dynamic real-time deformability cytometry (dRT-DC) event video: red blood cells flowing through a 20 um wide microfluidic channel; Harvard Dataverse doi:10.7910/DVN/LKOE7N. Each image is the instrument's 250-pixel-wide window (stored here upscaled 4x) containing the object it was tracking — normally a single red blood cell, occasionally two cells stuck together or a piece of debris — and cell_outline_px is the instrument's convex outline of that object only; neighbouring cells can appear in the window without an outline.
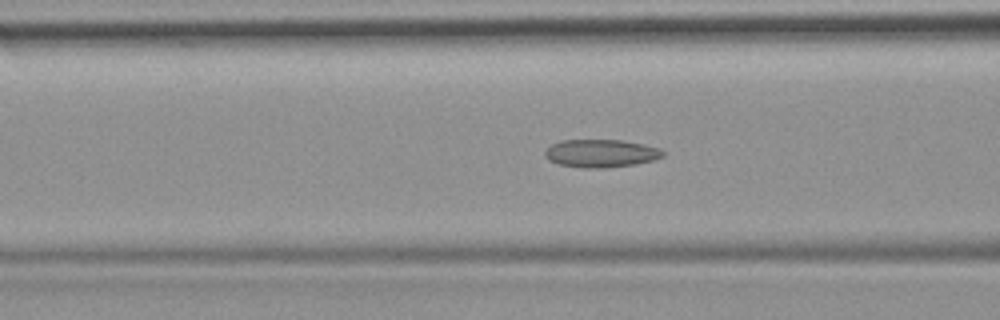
{"species": "common noctule bat (a hibernating species)", "species_latin": "Nyctalus noctula", "temperature_condition": "room temperature", "stored_images_in_passage": 46, "camera_frame_rate_fps": 3000, "um_per_image_px": 0.085, "animal": {"sex": "female", "body_mass_g": 19.9}, "frame": {"image": 1, "passage_image": 14, "time_ms": 4.333, "image_size_px": [1000, 320], "cell_outline_px": [[664, 156], [652, 160], [636, 164], [604, 168], [584, 168], [560, 164], [548, 160], [544, 156], [544, 152], [552, 144], [560, 140], [620, 140], [644, 144], [660, 148], [664, 152]], "centroid_in_image_um": [51.08, 13.03], "position_along_channel_um": 115.5, "area_um2": 19.19}}
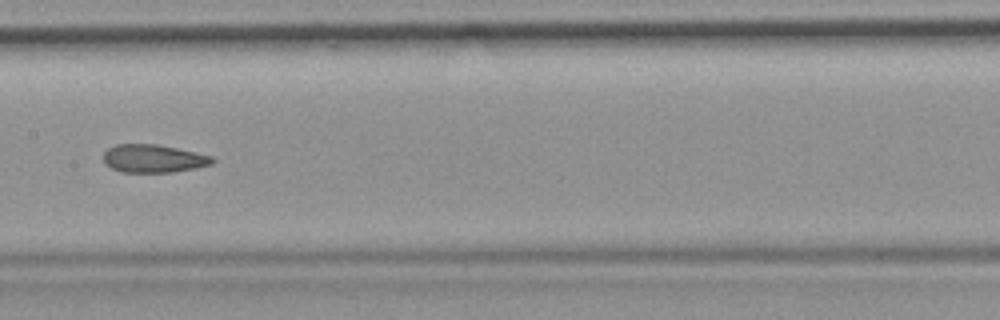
{"frame": {"image": 2, "passage_image": 20, "time_ms": 6.333, "image_size_px": [1000, 320], "cell_outline_px": [[216, 160], [212, 164], [196, 168], [172, 172], [120, 172], [104, 164], [104, 152], [108, 148], [116, 144], [156, 144], [176, 148], [212, 156]], "centroid_in_image_um": [13.03, 13.48], "position_along_channel_um": 194.4, "area_um2": 17.8}}
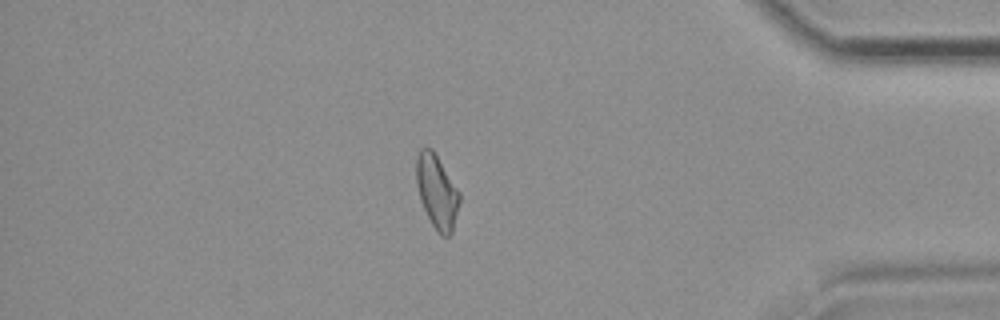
{"frame": {"image": 3, "passage_image": 38, "time_ms": 12.333, "image_size_px": [1000, 320], "cell_outline_px": [[460, 200], [452, 232], [448, 236], [440, 236], [432, 224], [420, 200], [416, 180], [416, 156], [420, 148], [432, 148], [460, 192]], "centroid_in_image_um": [37.13, 16.27], "position_along_channel_um": 398.1, "area_um2": 18.44}, "authors_computed_cell_mechanics": {"area_um2": 19.0162, "velocity_mm_per_s": 3.9511, "shape_relaxation_time_tau1_ms": null, "shape_relaxation_time_tau2_ms": 2.5676, "deformation_change_tau1": null, "deformation_change_tau2": 0.1021}}